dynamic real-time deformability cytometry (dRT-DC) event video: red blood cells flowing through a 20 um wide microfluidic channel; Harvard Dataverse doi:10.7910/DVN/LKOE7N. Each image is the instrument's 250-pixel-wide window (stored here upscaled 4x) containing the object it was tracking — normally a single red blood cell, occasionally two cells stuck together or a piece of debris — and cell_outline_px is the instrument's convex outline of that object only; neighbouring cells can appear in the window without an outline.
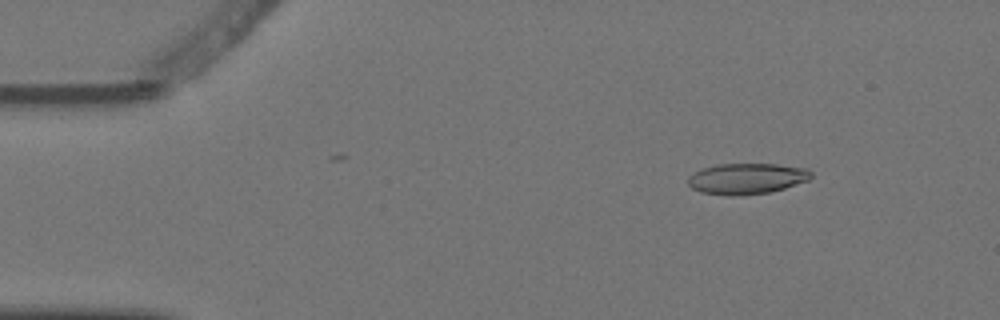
{"species": "Egyptian fruit bat (a non-hibernating species)", "species_latin": "Rousettus aegyptiacus", "temperature_condition": "warm", "stored_images_in_passage": 4, "camera_frame_rate_fps": 3000, "um_per_image_px": 0.085, "animal": {"sex": "female"}, "frame": {"image": 1, "passage_image": 2, "time_ms": 0.333, "image_size_px": [1000, 320], "cell_outline_px": [[812, 176], [808, 180], [784, 188], [768, 192], [736, 196], [728, 196], [700, 192], [692, 188], [688, 184], [688, 176], [704, 168], [720, 164], [776, 164], [808, 168], [812, 172]], "centroid_in_image_um": [63.48, 15.18], "position_along_channel_um": 21.5, "area_um2": 22.08}}
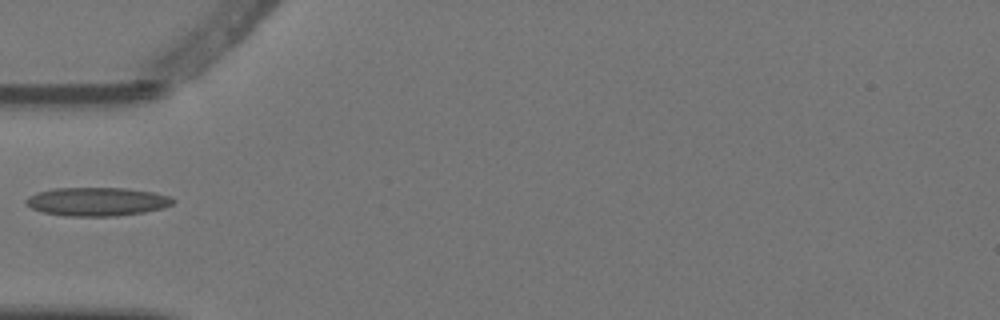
{"frame": {"image": 2, "passage_image": 4, "time_ms": 1.0, "image_size_px": [1000, 320], "cell_outline_px": [[176, 200], [172, 204], [164, 208], [144, 212], [116, 216], [64, 216], [40, 212], [24, 204], [24, 200], [28, 196], [36, 192], [52, 188], [128, 188], [152, 192], [172, 196]], "centroid_in_image_um": [8.22, 17.14], "position_along_channel_um": 76.8, "area_um2": 24.85}}